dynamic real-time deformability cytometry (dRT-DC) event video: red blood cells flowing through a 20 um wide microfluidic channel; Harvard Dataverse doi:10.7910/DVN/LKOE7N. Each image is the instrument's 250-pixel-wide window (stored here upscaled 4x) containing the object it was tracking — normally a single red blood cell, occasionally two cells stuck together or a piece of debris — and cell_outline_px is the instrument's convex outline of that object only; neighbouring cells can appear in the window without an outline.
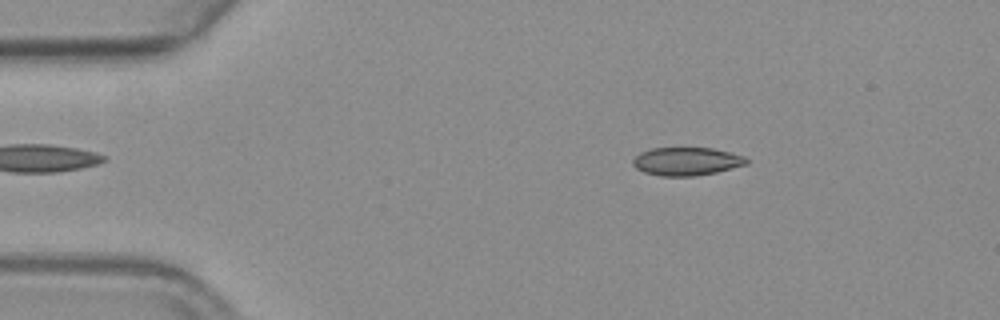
{"species": "common noctule bat (a hibernating species)", "species_latin": "Nyctalus noctula", "temperature_condition": "warm", "stored_images_in_passage": 51, "camera_frame_rate_fps": 3000, "um_per_image_px": 0.085, "animal": {"sex": "female", "body_mass_g": 19.3, "forearm_length_mm": 54.1}, "frame": {"image": 1, "passage_image": 4, "time_ms": 1.0, "image_size_px": [1000, 320], "cell_outline_px": [[748, 164], [716, 172], [692, 176], [660, 176], [644, 172], [636, 168], [632, 164], [632, 160], [640, 152], [652, 148], [712, 148], [744, 156], [748, 160]], "centroid_in_image_um": [58.33, 13.72], "position_along_channel_um": 26.7, "area_um2": 18.55}}
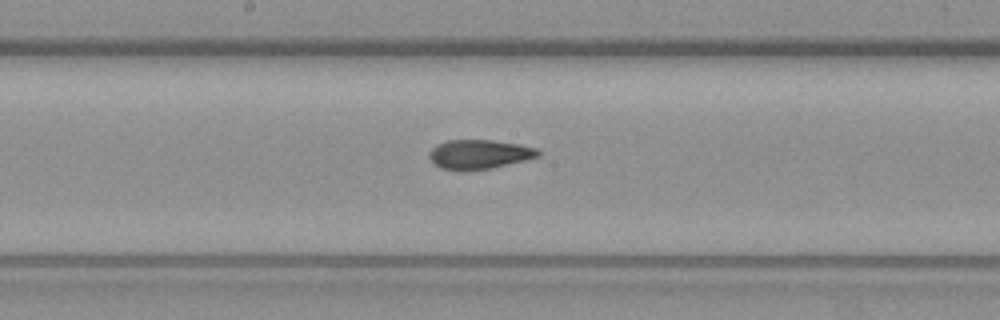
{"frame": {"image": 2, "passage_image": 24, "time_ms": 7.667, "image_size_px": [1000, 320], "cell_outline_px": [[540, 156], [492, 168], [464, 172], [460, 172], [440, 168], [428, 156], [428, 152], [436, 144], [448, 140], [492, 140], [520, 144], [536, 148], [540, 152]], "centroid_in_image_um": [40.7, 13.13], "position_along_channel_um": 207.5, "area_um2": 18.84}}
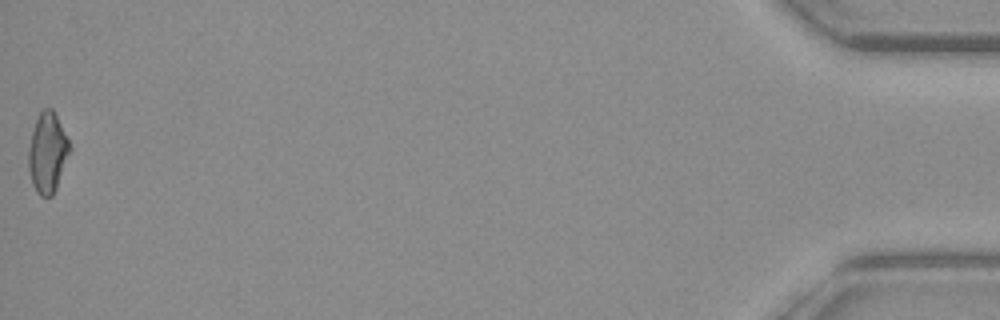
{"frame": {"image": 3, "passage_image": 51, "time_ms": 16.667, "image_size_px": [1000, 320], "cell_outline_px": [[72, 148], [56, 188], [52, 196], [40, 196], [36, 192], [32, 184], [28, 168], [28, 152], [32, 132], [36, 120], [40, 112], [44, 108], [52, 108]], "centroid_in_image_um": [4.03, 13.01], "position_along_channel_um": 431.2, "area_um2": 19.07}, "authors_computed_cell_mechanics": {"area_um2": 18.785, "velocity_mm_per_s": 3.6575, "shape_relaxation_time_tau1_ms": null, "shape_relaxation_time_tau2_ms": 1.7674, "deformation_change_tau1": null, "deformation_change_tau2": 0.0872}}